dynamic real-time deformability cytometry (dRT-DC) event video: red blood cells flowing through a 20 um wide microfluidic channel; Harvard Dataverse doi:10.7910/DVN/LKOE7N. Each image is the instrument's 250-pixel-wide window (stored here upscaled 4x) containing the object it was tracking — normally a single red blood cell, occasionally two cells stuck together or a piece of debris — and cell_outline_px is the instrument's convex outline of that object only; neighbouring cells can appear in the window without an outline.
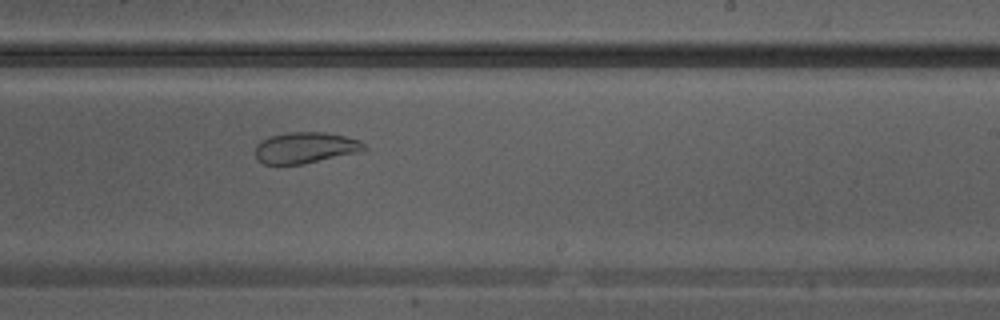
{"species": "Egyptian fruit bat (a non-hibernating species)", "species_latin": "Rousettus aegyptiacus", "temperature_condition": "warm", "stored_images_in_passage": 11, "camera_frame_rate_fps": 3000, "um_per_image_px": 0.085, "animal": {"sex": "male"}, "frame": {"image": 1, "passage_image": 11, "time_ms": 3.333, "image_size_px": [1000, 320], "cell_outline_px": [[368, 148], [360, 152], [300, 164], [264, 164], [256, 156], [256, 144], [260, 140], [268, 136], [288, 132], [324, 132], [344, 136], [360, 140]], "centroid_in_image_um": [25.95, 12.54], "position_along_channel_um": 263.0, "area_um2": 19.65}}